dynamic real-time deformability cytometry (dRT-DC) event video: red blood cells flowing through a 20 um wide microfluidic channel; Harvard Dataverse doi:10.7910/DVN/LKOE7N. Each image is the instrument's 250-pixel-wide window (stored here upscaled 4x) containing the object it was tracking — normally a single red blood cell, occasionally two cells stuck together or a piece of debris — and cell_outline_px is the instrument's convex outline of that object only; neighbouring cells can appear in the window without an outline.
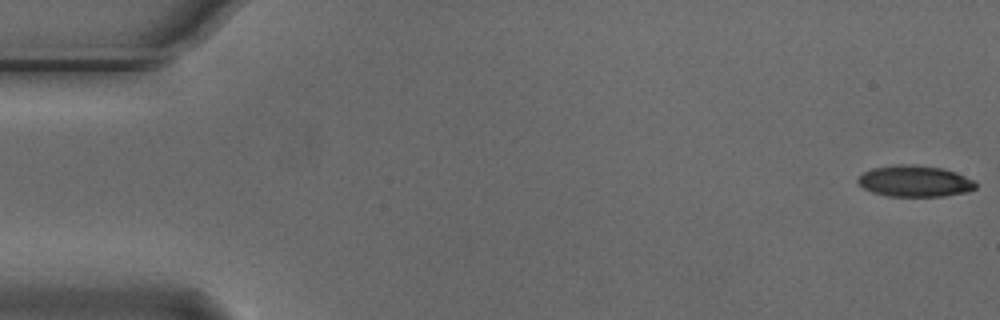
{"species": "Egyptian fruit bat (a non-hibernating species)", "species_latin": "Rousettus aegyptiacus", "temperature_condition": "cold", "stored_images_in_passage": 5, "segment_of_instrument_passage": [2, 2], "camera_frame_rate_fps": 3000, "um_per_image_px": 0.085, "animal": {"sex": "male"}, "frame": {"image": 1, "passage_image": 5, "time_ms": 1.333, "image_size_px": [1000, 320], "cell_outline_px": [[976, 188], [968, 192], [944, 196], [888, 196], [872, 192], [864, 188], [856, 180], [864, 172], [872, 168], [896, 164], [916, 164], [944, 168], [956, 172], [972, 180], [976, 184]], "centroid_in_image_um": [77.76, 15.39], "position_along_channel_um": 7.2, "area_um2": 21.56}}